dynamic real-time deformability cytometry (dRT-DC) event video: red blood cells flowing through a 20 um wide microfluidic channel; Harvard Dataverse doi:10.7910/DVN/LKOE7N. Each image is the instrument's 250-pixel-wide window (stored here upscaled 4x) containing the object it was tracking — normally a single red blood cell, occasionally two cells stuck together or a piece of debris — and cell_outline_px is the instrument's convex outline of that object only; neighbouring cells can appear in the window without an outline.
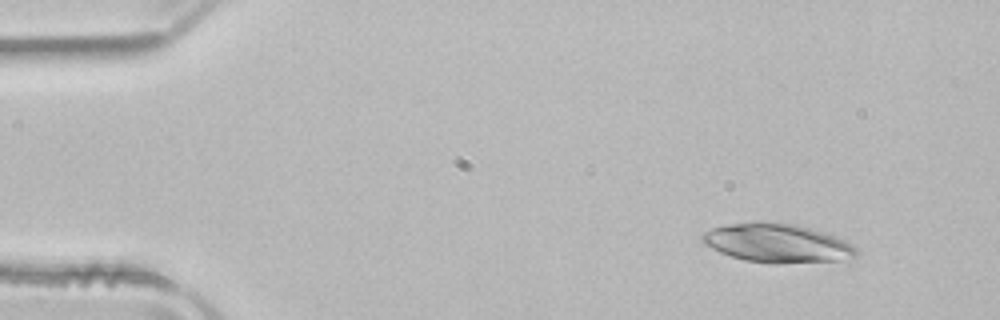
{"species": "common noctule bat (a hibernating species)", "species_latin": "Nyctalus noctula", "temperature_condition": "room temperature", "stored_images_in_passage": 46, "camera_frame_rate_fps": 3000, "um_per_image_px": 0.085, "animal": {"sex": "male", "body_mass_g": 21.5, "forearm_length_mm": 52.0}, "frame": {"image": 1, "passage_image": 1, "time_ms": 0.0, "image_size_px": [1000, 320], "cell_outline_px": [[856, 256], [836, 260], [776, 264], [772, 264], [744, 260], [720, 252], [704, 244], [700, 240], [700, 236], [704, 232], [712, 228], [724, 224], [756, 220], [768, 220], [796, 224], [824, 232], [844, 240], [852, 244], [856, 248]], "centroid_in_image_um": [65.99, 20.63], "position_along_channel_um": 19.0, "area_um2": 35.26}}